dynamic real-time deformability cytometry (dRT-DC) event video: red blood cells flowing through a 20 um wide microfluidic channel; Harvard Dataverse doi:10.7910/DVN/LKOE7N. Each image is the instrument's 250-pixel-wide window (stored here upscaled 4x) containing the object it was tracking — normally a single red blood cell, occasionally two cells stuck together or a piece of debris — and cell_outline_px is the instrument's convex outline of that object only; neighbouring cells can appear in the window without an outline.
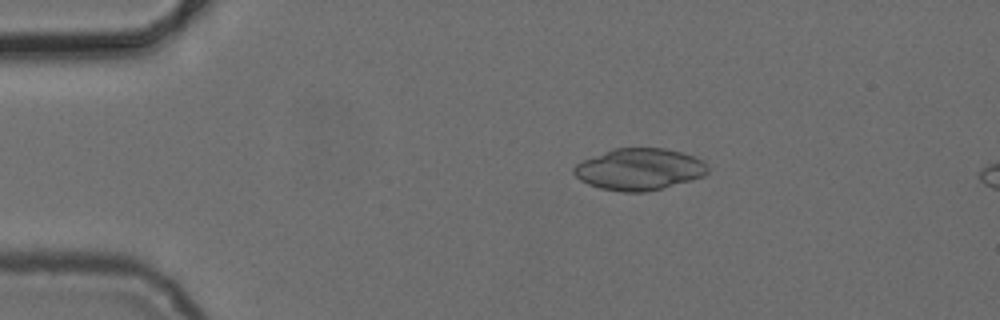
{"species": "common noctule bat (a hibernating species)", "species_latin": "Nyctalus noctula", "temperature_condition": "cold", "stored_images_in_passage": 3, "camera_frame_rate_fps": 3000, "um_per_image_px": 0.085, "animal": {"sex": "female", "body_mass_g": 24.6, "forearm_length_mm": 56.2}, "frame": {"image": 1, "passage_image": 3, "time_ms": 2.333, "image_size_px": [1000, 320], "cell_outline_px": [[708, 172], [704, 176], [692, 180], [644, 192], [620, 192], [600, 188], [588, 184], [580, 180], [572, 172], [572, 168], [580, 160], [616, 148], [664, 148], [680, 152], [704, 160], [708, 168]], "centroid_in_image_um": [54.31, 14.39], "position_along_channel_um": 30.7, "area_um2": 32.54}}